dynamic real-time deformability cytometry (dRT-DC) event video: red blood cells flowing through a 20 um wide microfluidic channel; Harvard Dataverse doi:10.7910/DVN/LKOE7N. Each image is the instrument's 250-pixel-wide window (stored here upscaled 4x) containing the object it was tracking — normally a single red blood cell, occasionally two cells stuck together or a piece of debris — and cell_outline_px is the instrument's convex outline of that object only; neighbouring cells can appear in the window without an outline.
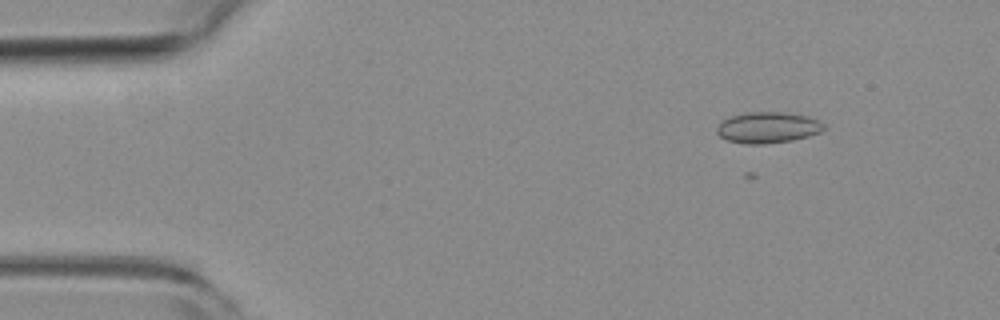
{"species": "common noctule bat (a hibernating species)", "species_latin": "Nyctalus noctula", "temperature_condition": "room temperature", "stored_images_in_passage": 51, "camera_frame_rate_fps": 3000, "um_per_image_px": 0.085, "animal": {"sex": "female", "body_mass_g": 19.3, "forearm_length_mm": 54.1}, "frame": {"image": 1, "passage_image": 2, "time_ms": 0.333, "image_size_px": [1000, 320], "cell_outline_px": [[828, 128], [820, 132], [808, 136], [792, 140], [764, 144], [744, 144], [728, 140], [720, 136], [716, 132], [716, 128], [720, 120], [744, 112], [784, 112], [808, 116], [824, 124]], "centroid_in_image_um": [65.25, 10.83], "position_along_channel_um": 19.8, "area_um2": 19.54}}
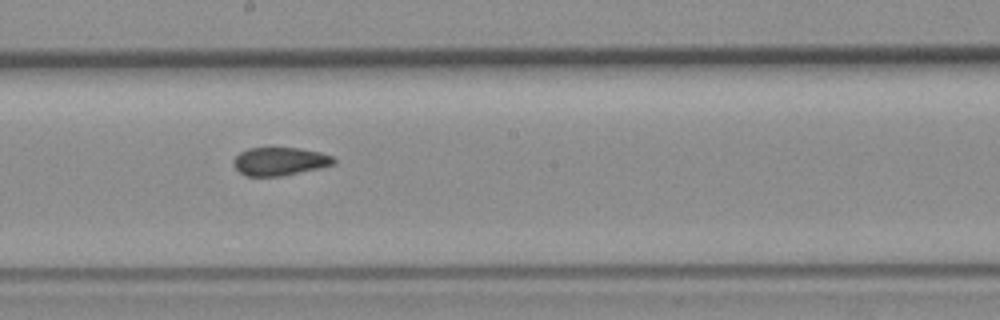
{"frame": {"image": 2, "passage_image": 25, "time_ms": 8.0, "image_size_px": [1000, 320], "cell_outline_px": [[336, 164], [320, 168], [280, 176], [248, 176], [240, 172], [232, 164], [232, 160], [240, 152], [248, 148], [300, 148], [320, 152], [332, 156], [336, 160]], "centroid_in_image_um": [23.79, 13.71], "position_along_channel_um": 224.4, "area_um2": 16.47}}
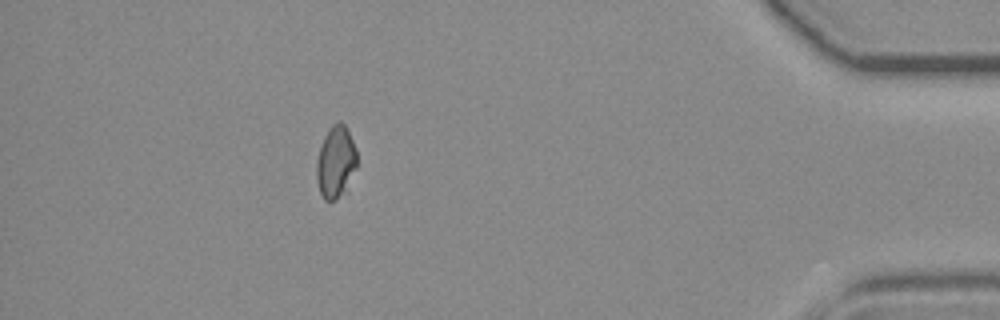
{"frame": {"image": 3, "passage_image": 44, "time_ms": 14.333, "image_size_px": [1000, 320], "cell_outline_px": [[356, 168], [344, 192], [336, 200], [324, 200], [320, 192], [316, 180], [316, 160], [324, 136], [328, 128], [332, 124], [340, 120], [344, 124], [356, 148]], "centroid_in_image_um": [28.52, 13.76], "position_along_channel_um": 406.7, "area_um2": 16.94}}